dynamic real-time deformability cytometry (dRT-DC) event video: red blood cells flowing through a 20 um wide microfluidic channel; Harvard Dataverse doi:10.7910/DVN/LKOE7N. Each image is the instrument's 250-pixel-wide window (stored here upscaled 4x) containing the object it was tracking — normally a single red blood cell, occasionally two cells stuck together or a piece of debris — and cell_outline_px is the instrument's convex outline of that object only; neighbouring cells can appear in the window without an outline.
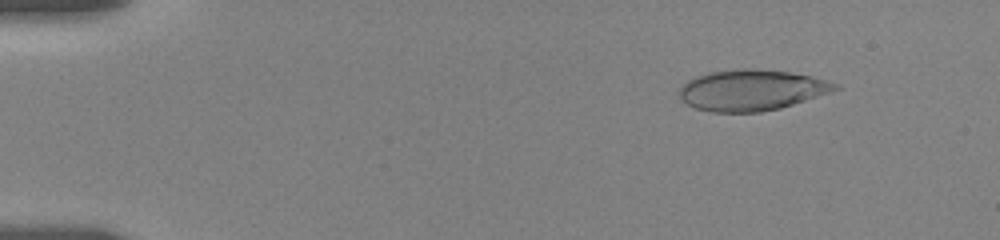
{"species": "human", "species_latin": "Homo sapiens", "temperature_condition": "room temperature", "stored_images_in_passage": 37, "camera_frame_rate_fps": 3000, "um_per_image_px": 0.085, "donor": {"sex": "female"}, "frame": {"image": 1, "passage_image": 11, "time_ms": 2.0, "image_size_px": [1000, 240], "cell_outline_px": [[840, 88], [780, 108], [760, 112], [712, 112], [696, 108], [688, 104], [680, 96], [680, 88], [688, 80], [696, 76], [708, 72], [740, 68], [752, 68], [788, 72], [808, 76], [840, 84]], "centroid_in_image_um": [63.84, 7.65], "position_along_channel_um": 21.2, "area_um2": 36.59}}
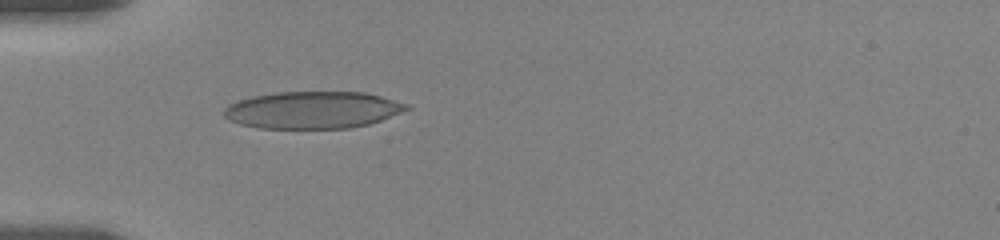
{"frame": {"image": 2, "passage_image": 30, "time_ms": 5.667, "image_size_px": [1000, 240], "cell_outline_px": [[412, 108], [380, 120], [368, 124], [352, 128], [256, 128], [240, 124], [228, 120], [224, 116], [224, 108], [228, 104], [252, 96], [276, 92], [364, 92], [380, 96], [408, 104]], "centroid_in_image_um": [26.55, 9.35], "position_along_channel_um": 58.4, "area_um2": 39.48}}
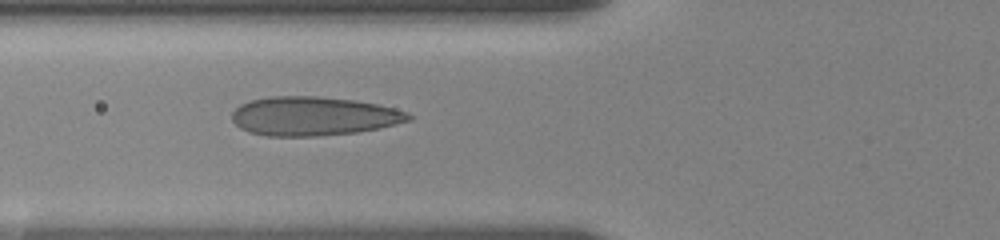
{"frame": {"image": 3, "passage_image": 36, "time_ms": 7.0, "image_size_px": [1000, 240], "cell_outline_px": [[416, 116], [412, 120], [380, 128], [356, 132], [316, 136], [268, 136], [248, 132], [240, 128], [232, 120], [232, 112], [240, 104], [248, 100], [268, 96], [316, 96], [352, 100], [380, 104], [408, 112]], "centroid_in_image_um": [26.66, 9.87], "position_along_channel_um": 99.1, "area_um2": 40.4}}